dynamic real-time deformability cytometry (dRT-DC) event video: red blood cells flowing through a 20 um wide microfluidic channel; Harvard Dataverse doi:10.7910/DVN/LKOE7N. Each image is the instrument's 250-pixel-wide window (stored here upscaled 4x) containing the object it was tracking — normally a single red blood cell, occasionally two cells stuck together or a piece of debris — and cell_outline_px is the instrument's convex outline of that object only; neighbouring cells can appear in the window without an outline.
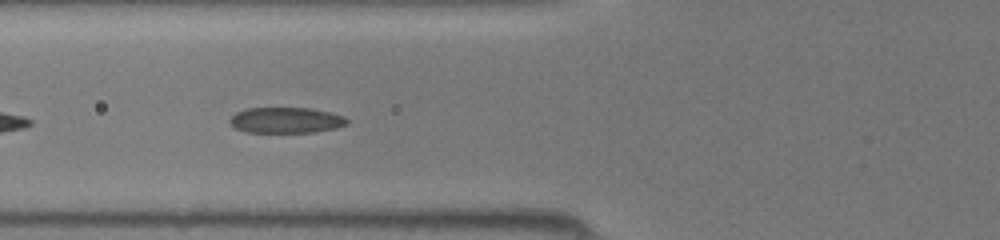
{"species": "common noctule bat (a hibernating species)", "species_latin": "Nyctalus noctula", "temperature_condition": "room temperature", "stored_images_in_passage": 29, "camera_frame_rate_fps": 3000, "um_per_image_px": 0.085, "animal": {"sex": "female", "body_mass_g": 19.5, "forearm_length_mm": 54.1}, "frame": {"image": 1, "passage_image": 13, "time_ms": 4.0, "image_size_px": [1000, 240], "cell_outline_px": [[348, 124], [336, 128], [316, 132], [244, 132], [236, 128], [228, 120], [236, 112], [244, 108], [312, 108], [332, 112], [344, 116], [348, 120]], "centroid_in_image_um": [24.33, 10.21], "position_along_channel_um": 101.5, "area_um2": 17.74}}
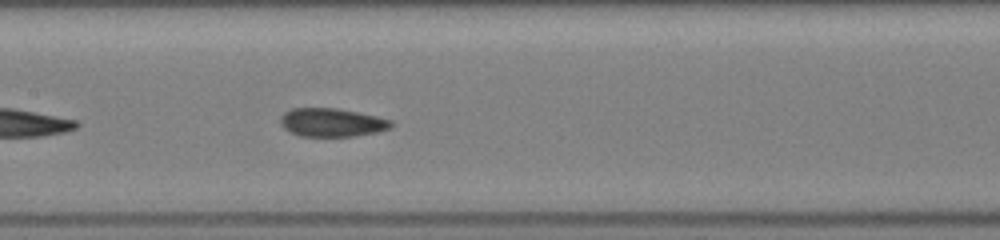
{"frame": {"image": 2, "passage_image": 18, "time_ms": 5.667, "image_size_px": [1000, 240], "cell_outline_px": [[392, 128], [380, 132], [356, 136], [300, 136], [288, 132], [280, 124], [280, 116], [284, 112], [292, 108], [336, 108], [376, 116], [392, 120]], "centroid_in_image_um": [28.2, 10.42], "position_along_channel_um": 179.2, "area_um2": 18.55}}
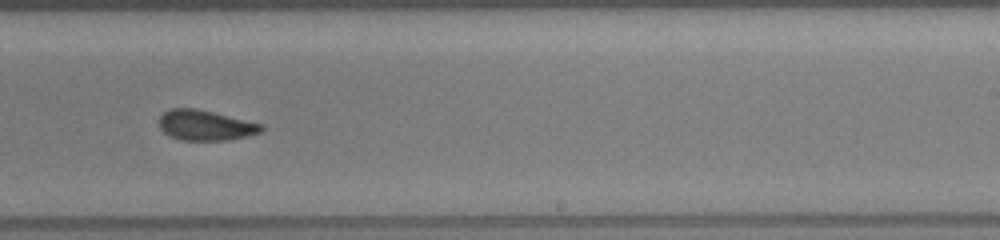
{"frame": {"image": 3, "passage_image": 24, "time_ms": 7.667, "image_size_px": [1000, 240], "cell_outline_px": [[264, 128], [260, 132], [248, 136], [228, 140], [184, 140], [172, 136], [164, 132], [160, 128], [160, 116], [168, 108], [196, 108], [264, 124]], "centroid_in_image_um": [17.49, 10.64], "position_along_channel_um": 271.5, "area_um2": 17.98}}